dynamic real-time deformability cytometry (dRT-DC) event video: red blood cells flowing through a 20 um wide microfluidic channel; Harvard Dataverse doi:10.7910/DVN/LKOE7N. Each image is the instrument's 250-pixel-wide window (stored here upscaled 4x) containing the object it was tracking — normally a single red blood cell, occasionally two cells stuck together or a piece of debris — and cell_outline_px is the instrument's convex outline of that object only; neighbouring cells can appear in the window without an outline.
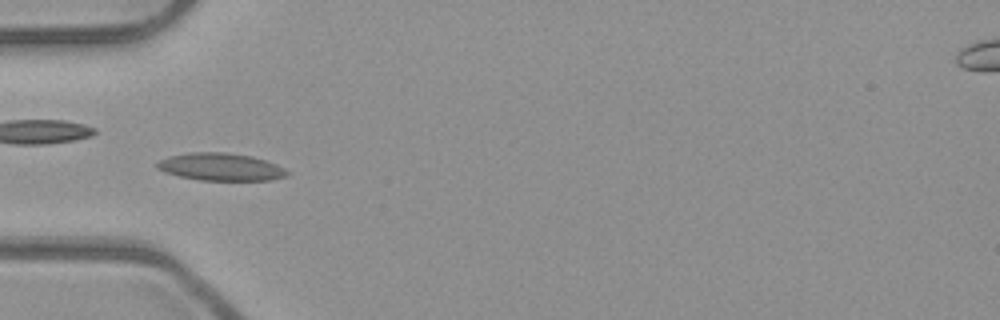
{"species": "common noctule bat (a hibernating species)", "species_latin": "Nyctalus noctula", "temperature_condition": "room temperature", "stored_images_in_passage": 6, "camera_frame_rate_fps": 3000, "um_per_image_px": 0.085, "animal": {"sex": "male", "body_mass_g": 23.1, "forearm_length_mm": 52.7}, "frame": {"image": 1, "passage_image": 4, "time_ms": 1.0, "image_size_px": [1000, 320], "cell_outline_px": [[288, 176], [272, 180], [200, 180], [180, 176], [164, 172], [156, 168], [156, 164], [160, 160], [168, 156], [188, 152], [224, 152], [252, 156], [276, 164], [284, 168], [288, 172]], "centroid_in_image_um": [18.75, 14.18], "position_along_channel_um": 66.3, "area_um2": 20.87}}
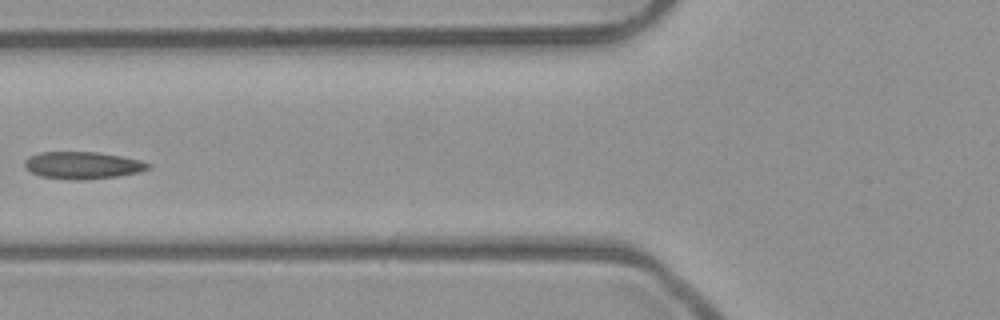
{"frame": {"image": 2, "passage_image": 5, "time_ms": 1.333, "image_size_px": [1000, 320], "cell_outline_px": [[152, 164], [148, 168], [140, 172], [116, 176], [84, 180], [76, 180], [40, 176], [24, 168], [24, 160], [28, 156], [40, 152], [96, 152], [120, 156], [140, 160]], "centroid_in_image_um": [6.99, 14.04], "position_along_channel_um": 118.8, "area_um2": 19.54}}
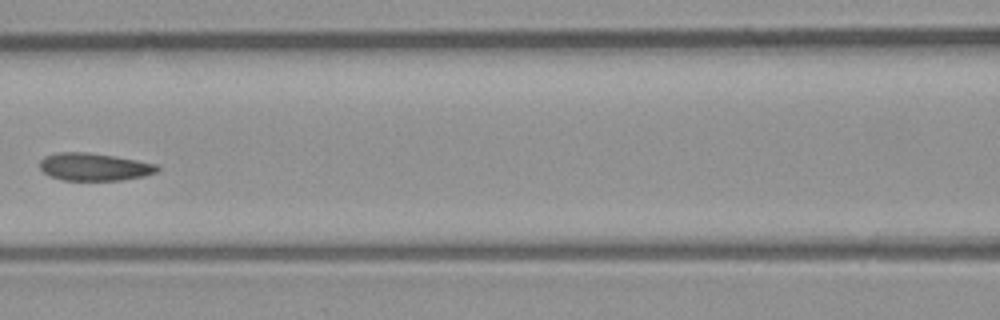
{"frame": {"image": 3, "passage_image": 6, "time_ms": 1.667, "image_size_px": [1000, 320], "cell_outline_px": [[160, 168], [156, 172], [144, 176], [120, 180], [64, 180], [48, 176], [40, 168], [40, 160], [44, 156], [56, 152], [88, 152], [116, 156], [156, 164]], "centroid_in_image_um": [7.98, 14.17], "position_along_channel_um": 158.6, "area_um2": 18.96}}